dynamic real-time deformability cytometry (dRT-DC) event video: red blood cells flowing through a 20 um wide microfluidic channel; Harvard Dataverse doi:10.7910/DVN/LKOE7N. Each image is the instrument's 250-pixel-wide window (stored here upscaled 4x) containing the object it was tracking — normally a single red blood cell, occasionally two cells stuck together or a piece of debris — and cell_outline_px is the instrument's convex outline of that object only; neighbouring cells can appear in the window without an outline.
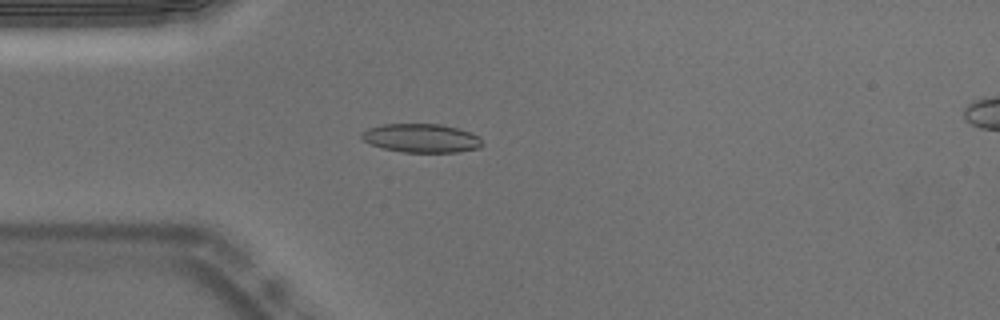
{"species": "Egyptian fruit bat (a non-hibernating species)", "species_latin": "Rousettus aegyptiacus", "temperature_condition": "warm", "stored_images_in_passage": 52, "camera_frame_rate_fps": 3000, "um_per_image_px": 0.085, "animal": {"sex": "male"}, "frame": {"image": 1, "passage_image": 13, "time_ms": 4.0, "image_size_px": [1000, 320], "cell_outline_px": [[484, 144], [480, 148], [456, 152], [404, 152], [384, 148], [372, 144], [364, 140], [360, 136], [360, 132], [368, 128], [384, 124], [440, 124], [456, 128], [480, 136]], "centroid_in_image_um": [35.83, 11.74], "position_along_channel_um": 49.2, "area_um2": 20.11}}
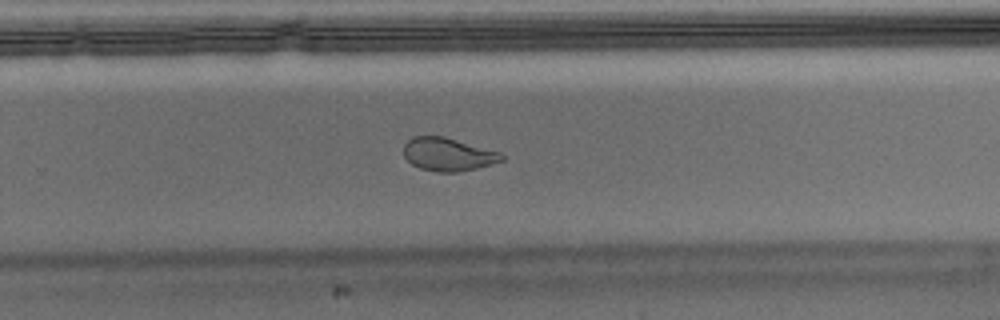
{"frame": {"image": 2, "passage_image": 33, "time_ms": 10.667, "image_size_px": [1000, 320], "cell_outline_px": [[504, 160], [476, 168], [456, 172], [436, 172], [420, 168], [412, 164], [404, 156], [404, 144], [412, 136], [444, 136], [500, 152], [504, 156]], "centroid_in_image_um": [38.06, 13.11], "position_along_channel_um": 291.7, "area_um2": 18.84}}
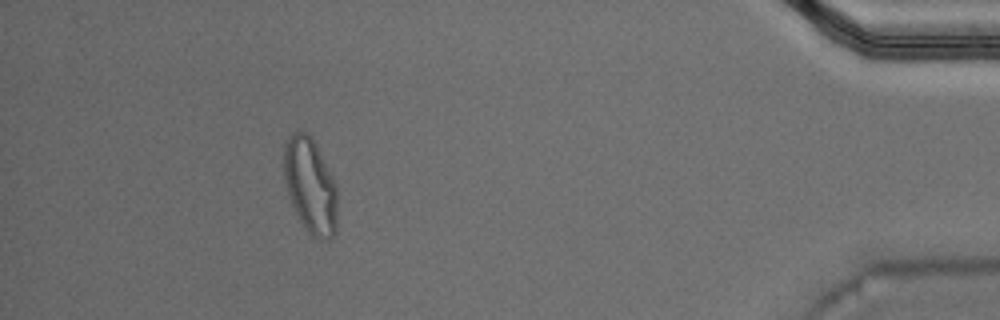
{"frame": {"image": 3, "passage_image": 47, "time_ms": 15.333, "image_size_px": [1000, 320], "cell_outline_px": [[336, 232], [328, 240], [324, 240], [312, 236], [308, 232], [300, 220], [292, 204], [284, 180], [284, 144], [292, 132], [300, 128], [308, 132], [312, 136], [336, 184]], "centroid_in_image_um": [26.37, 15.73], "position_along_channel_um": 408.8, "area_um2": 29.77}, "authors_computed_cell_mechanics": {"area_um2": 19.941, "velocity_mm_per_s": 3.7577, "shape_relaxation_time_tau1_ms": 8.7174, "shape_relaxation_time_tau2_ms": 1.0527, "deformation_change_tau1": 0.2235, "deformation_change_tau2": 0.0594}}